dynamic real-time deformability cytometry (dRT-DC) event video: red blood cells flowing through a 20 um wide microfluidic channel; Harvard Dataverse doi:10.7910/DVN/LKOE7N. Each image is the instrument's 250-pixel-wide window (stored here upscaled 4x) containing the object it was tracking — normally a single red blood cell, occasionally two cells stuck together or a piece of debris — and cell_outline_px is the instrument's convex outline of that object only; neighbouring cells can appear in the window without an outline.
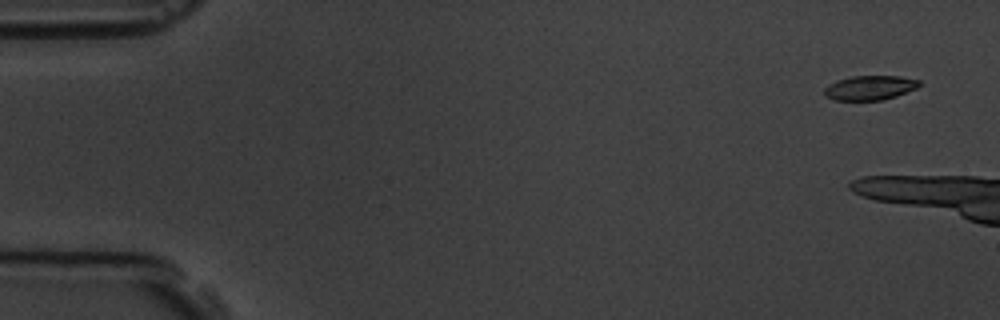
{"species": "common noctule bat (a hibernating species)", "species_latin": "Nyctalus noctula", "temperature_condition": "room temperature", "stored_images_in_passage": 4, "camera_frame_rate_fps": 3000, "um_per_image_px": 0.085, "animal": {"sex": "male", "body_mass_g": 19.5, "forearm_length_mm": 54.6}, "frame": {"image": 1, "passage_image": 1, "time_ms": 0.0, "image_size_px": [1000, 320], "cell_outline_px": [[920, 84], [916, 88], [896, 96], [880, 100], [836, 100], [824, 96], [824, 88], [828, 84], [836, 80], [852, 76], [900, 76], [920, 80]], "centroid_in_image_um": [73.91, 7.45], "position_along_channel_um": 11.1, "area_um2": 13.53}}